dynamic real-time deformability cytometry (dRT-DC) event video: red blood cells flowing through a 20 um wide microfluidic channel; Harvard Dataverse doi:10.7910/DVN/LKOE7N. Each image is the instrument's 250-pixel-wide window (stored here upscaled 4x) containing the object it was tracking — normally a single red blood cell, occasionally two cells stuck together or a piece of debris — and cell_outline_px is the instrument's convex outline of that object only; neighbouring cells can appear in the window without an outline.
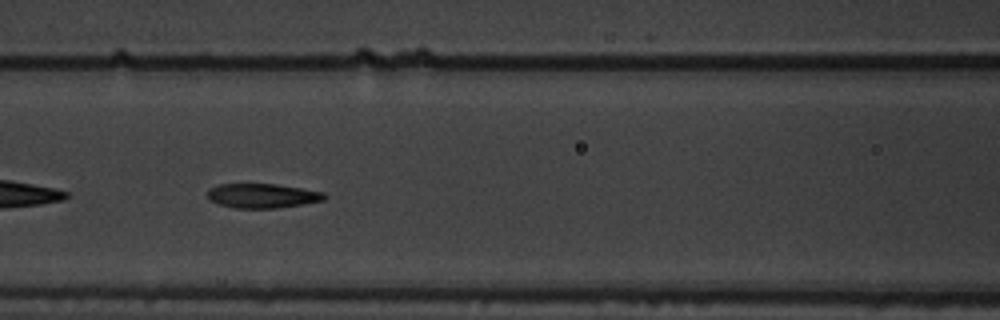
{"species": "common noctule bat (a hibernating species)", "species_latin": "Nyctalus noctula", "temperature_condition": "warm", "stored_images_in_passage": 9, "camera_frame_rate_fps": 3000, "um_per_image_px": 0.085, "animal": {"sex": "male", "body_mass_g": 19.5, "forearm_length_mm": 54.6}, "frame": {"image": 1, "passage_image": 6, "time_ms": 1.667, "image_size_px": [1000, 320], "cell_outline_px": [[328, 196], [324, 200], [304, 204], [276, 208], [236, 208], [220, 204], [208, 200], [208, 188], [220, 184], [276, 184], [324, 192]], "centroid_in_image_um": [22.31, 16.64], "position_along_channel_um": 144.3, "area_um2": 16.65}}
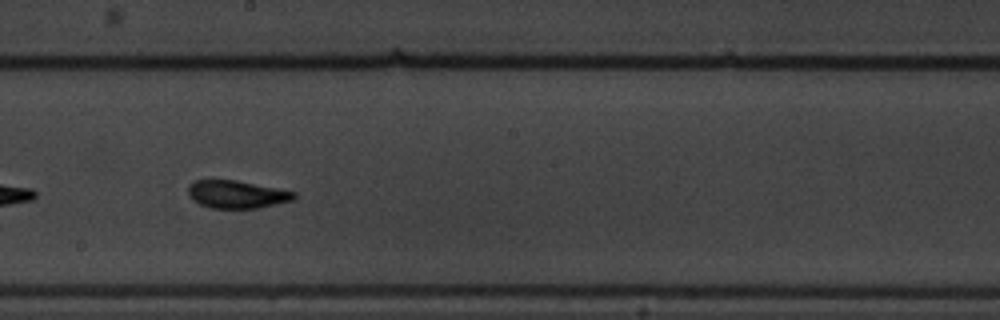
{"frame": {"image": 2, "passage_image": 8, "time_ms": 2.333, "image_size_px": [1000, 320], "cell_outline_px": [[296, 196], [292, 200], [260, 208], [212, 208], [200, 204], [192, 200], [188, 192], [188, 184], [196, 180], [236, 180], [296, 192]], "centroid_in_image_um": [20.11, 16.52], "position_along_channel_um": 228.1, "area_um2": 17.05}}
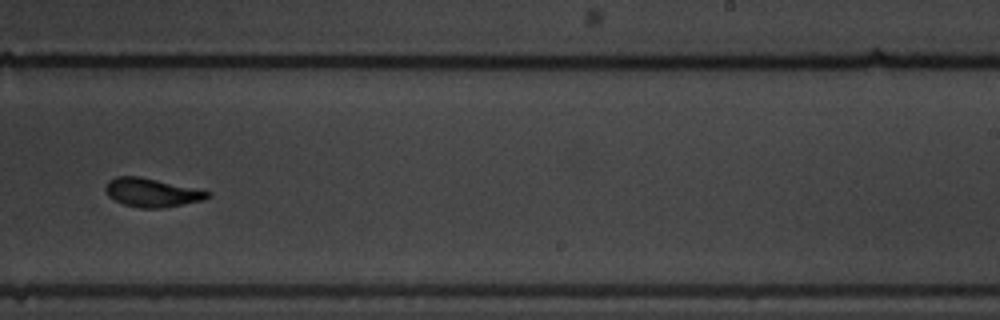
{"frame": {"image": 3, "passage_image": 9, "time_ms": 2.667, "image_size_px": [1000, 320], "cell_outline_px": [[212, 196], [200, 200], [184, 204], [164, 208], [140, 208], [124, 204], [108, 196], [104, 188], [108, 180], [116, 176], [140, 176], [192, 188], [208, 192]], "centroid_in_image_um": [12.84, 16.37], "position_along_channel_um": 276.2, "area_um2": 16.76}}